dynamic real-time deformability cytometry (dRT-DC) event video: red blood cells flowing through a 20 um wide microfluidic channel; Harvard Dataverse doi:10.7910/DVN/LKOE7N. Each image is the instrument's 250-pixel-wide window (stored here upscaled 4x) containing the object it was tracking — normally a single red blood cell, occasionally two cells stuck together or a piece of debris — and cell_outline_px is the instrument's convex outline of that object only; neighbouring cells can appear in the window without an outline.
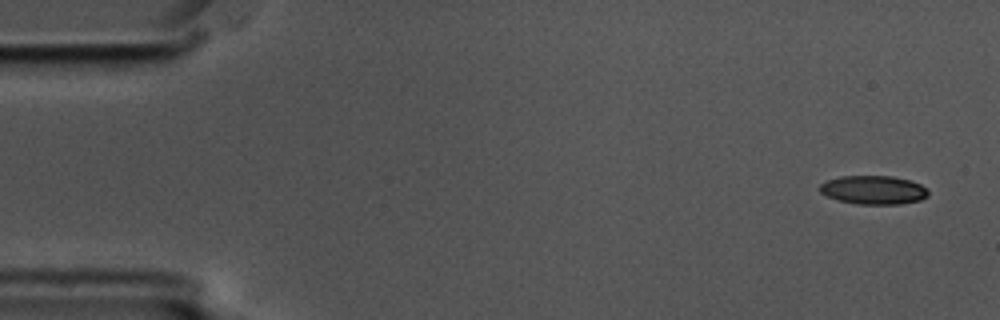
{"species": "common noctule bat (a hibernating species)", "species_latin": "Nyctalus noctula", "temperature_condition": "cold", "stored_images_in_passage": 5, "segment_of_instrument_passage": [1, 2], "camera_frame_rate_fps": 3000, "um_per_image_px": 0.085, "animal": {"sex": "male", "body_mass_g": 17.5, "forearm_length_mm": 52.3}, "frame": {"image": 1, "passage_image": 1, "time_ms": 0.0, "image_size_px": [1000, 320], "cell_outline_px": [[928, 196], [920, 200], [900, 204], [856, 204], [840, 200], [828, 196], [820, 192], [820, 184], [828, 180], [840, 176], [892, 176], [908, 180], [920, 184], [928, 192]], "centroid_in_image_um": [74.24, 16.14], "position_along_channel_um": 10.8, "area_um2": 17.92}}